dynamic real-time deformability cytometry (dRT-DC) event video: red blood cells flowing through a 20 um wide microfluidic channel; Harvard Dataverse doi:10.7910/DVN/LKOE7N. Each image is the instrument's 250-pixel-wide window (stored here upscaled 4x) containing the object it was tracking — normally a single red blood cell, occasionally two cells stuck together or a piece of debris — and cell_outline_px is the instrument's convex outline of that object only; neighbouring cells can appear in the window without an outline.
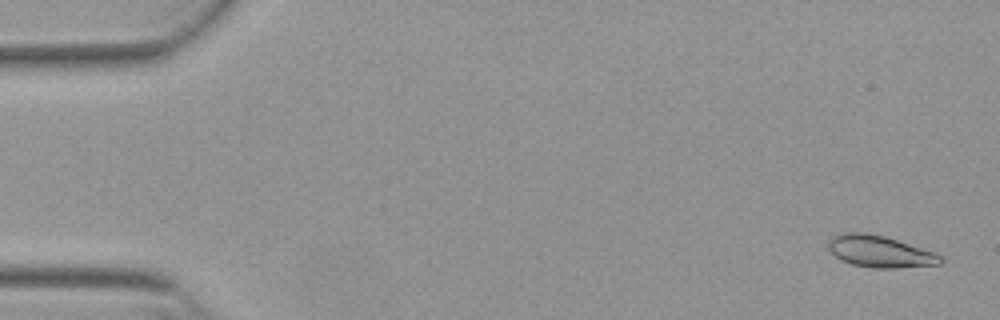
{"species": "Egyptian fruit bat (a non-hibernating species)", "species_latin": "Rousettus aegyptiacus", "temperature_condition": "warm", "stored_images_in_passage": 53, "camera_frame_rate_fps": 3000, "um_per_image_px": 0.085, "animal": {"sex": "female"}, "frame": {"image": 1, "passage_image": 2, "time_ms": 0.333, "image_size_px": [1000, 320], "cell_outline_px": [[944, 260], [940, 264], [896, 268], [872, 268], [852, 264], [840, 260], [828, 248], [828, 240], [832, 236], [840, 232], [868, 232], [884, 236], [936, 252]], "centroid_in_image_um": [74.77, 21.36], "position_along_channel_um": 10.2, "area_um2": 20.92}}
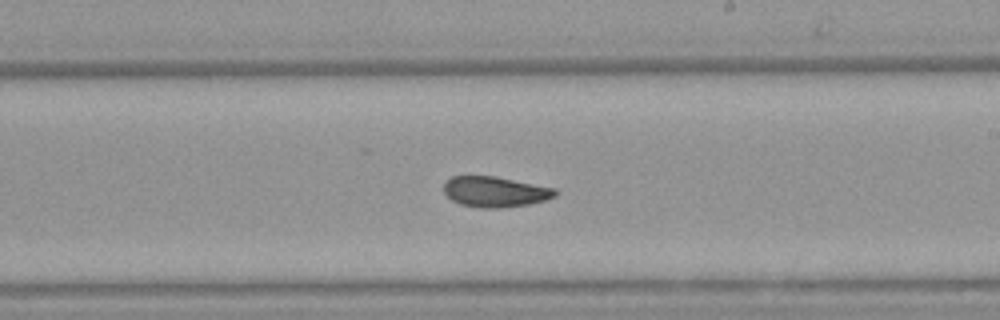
{"frame": {"image": 2, "passage_image": 31, "time_ms": 10.0, "image_size_px": [1000, 320], "cell_outline_px": [[556, 196], [544, 200], [528, 204], [500, 208], [480, 208], [460, 204], [452, 200], [444, 192], [444, 180], [452, 176], [496, 176], [556, 188]], "centroid_in_image_um": [42.06, 16.29], "position_along_channel_um": 246.9, "area_um2": 19.88}}
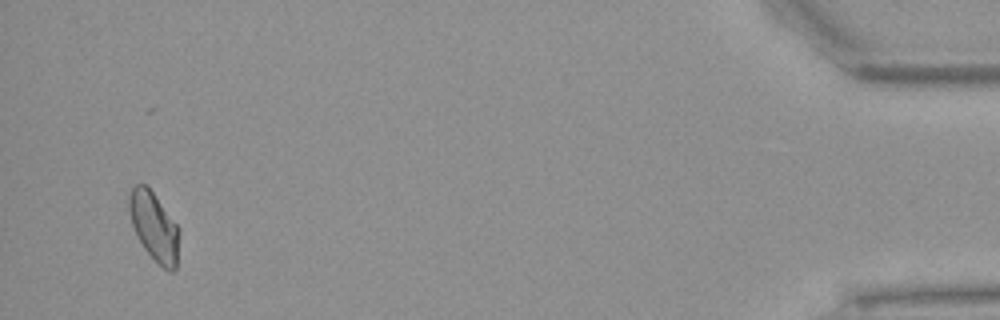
{"frame": {"image": 3, "passage_image": 51, "time_ms": 16.667, "image_size_px": [1000, 320], "cell_outline_px": [[180, 232], [176, 268], [172, 272], [168, 272], [144, 248], [132, 224], [128, 208], [128, 196], [132, 188], [136, 184], [144, 184], [152, 192], [180, 228]], "centroid_in_image_um": [13.12, 19.26], "position_along_channel_um": 422.1, "area_um2": 19.77}, "authors_computed_cell_mechanics": {"area_um2": 20.1722, "velocity_mm_per_s": 3.858, "shape_relaxation_time_tau1_ms": 9.67, "shape_relaxation_time_tau2_ms": 3.0054, "deformation_change_tau1": 0.1717, "deformation_change_tau2": 0.0679}}